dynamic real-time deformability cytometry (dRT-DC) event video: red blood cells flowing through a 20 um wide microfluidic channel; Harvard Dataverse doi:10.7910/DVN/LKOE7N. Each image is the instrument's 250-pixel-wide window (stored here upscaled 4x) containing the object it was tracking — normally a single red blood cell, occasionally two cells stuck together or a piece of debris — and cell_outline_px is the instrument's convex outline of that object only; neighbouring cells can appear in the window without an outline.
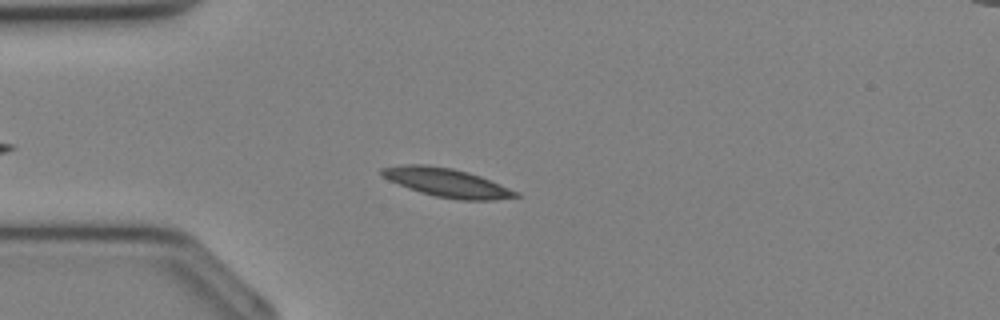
{"species": "Egyptian fruit bat (a non-hibernating species)", "species_latin": "Rousettus aegyptiacus", "temperature_condition": "cold", "stored_images_in_passage": 24, "camera_frame_rate_fps": 3000, "um_per_image_px": 0.085, "animal": {"sex": "female"}, "frame": {"image": 1, "passage_image": 5, "time_ms": 1.333, "image_size_px": [1000, 320], "cell_outline_px": [[520, 196], [496, 200], [460, 200], [436, 196], [420, 192], [408, 188], [388, 180], [380, 172], [380, 168], [404, 164], [428, 164], [452, 168], [468, 172], [480, 176], [520, 192]], "centroid_in_image_um": [37.99, 15.52], "position_along_channel_um": 47.0, "area_um2": 22.43}}
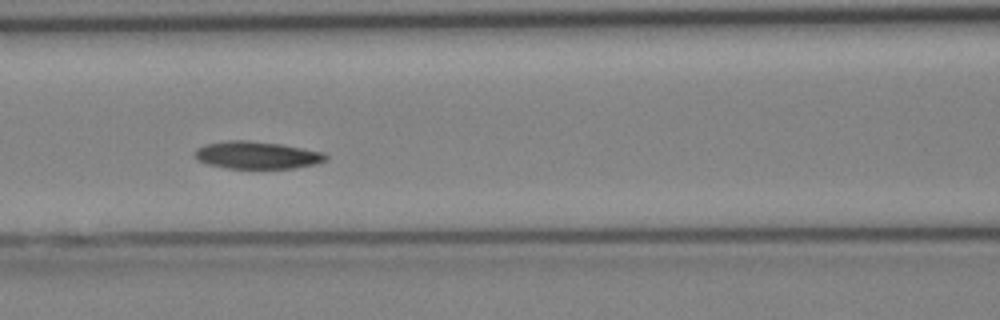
{"frame": {"image": 2, "passage_image": 11, "time_ms": 3.333, "image_size_px": [1000, 320], "cell_outline_px": [[328, 156], [324, 160], [316, 164], [292, 168], [228, 168], [208, 164], [196, 160], [196, 148], [204, 144], [228, 140], [248, 140], [280, 144], [324, 152]], "centroid_in_image_um": [21.82, 13.18], "position_along_channel_um": 144.8, "area_um2": 20.81}}
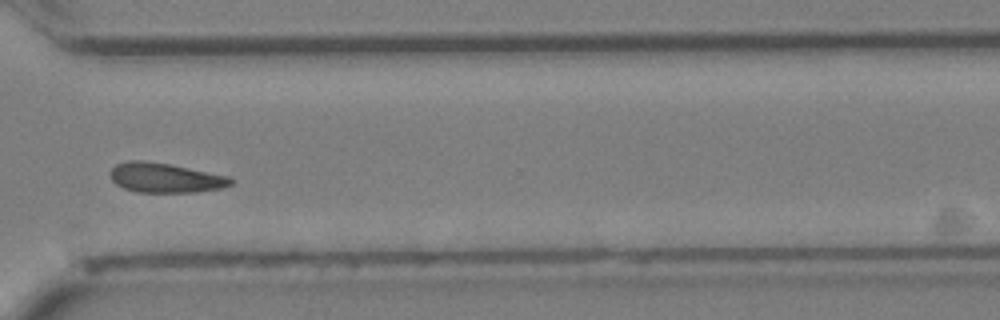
{"frame": {"image": 3, "passage_image": 22, "time_ms": 7.0, "image_size_px": [1000, 320], "cell_outline_px": [[236, 180], [232, 184], [224, 188], [196, 192], [136, 192], [124, 188], [116, 184], [112, 180], [112, 168], [116, 164], [128, 160], [144, 160], [168, 164], [228, 176]], "centroid_in_image_um": [14.08, 15.12], "position_along_channel_um": 356.5, "area_um2": 20.75}}